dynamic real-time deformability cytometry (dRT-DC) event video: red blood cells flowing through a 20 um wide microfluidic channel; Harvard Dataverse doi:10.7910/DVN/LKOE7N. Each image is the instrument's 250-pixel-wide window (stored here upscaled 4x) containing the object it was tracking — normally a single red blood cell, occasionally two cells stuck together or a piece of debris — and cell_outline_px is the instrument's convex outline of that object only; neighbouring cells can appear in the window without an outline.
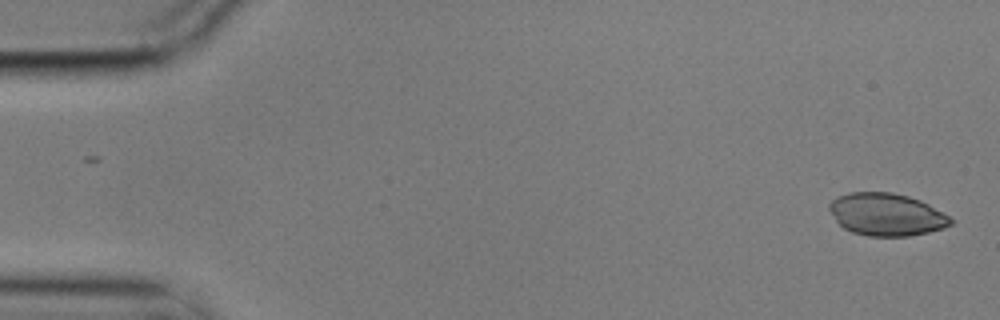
{"species": "common noctule bat (a hibernating species)", "species_latin": "Nyctalus noctula", "temperature_condition": "cold", "stored_images_in_passage": 2, "camera_frame_rate_fps": 3000, "um_per_image_px": 0.085, "animal": {"sex": "male", "body_mass_g": 17.9}, "frame": {"image": 1, "passage_image": 2, "time_ms": 0.333, "image_size_px": [1000, 320], "cell_outline_px": [[956, 220], [952, 224], [944, 228], [928, 232], [908, 236], [868, 236], [852, 232], [844, 228], [836, 220], [828, 208], [828, 204], [832, 200], [848, 192], [892, 192], [908, 196], [920, 200], [928, 204]], "centroid_in_image_um": [75.37, 18.23], "position_along_channel_um": 9.6, "area_um2": 30.06}}